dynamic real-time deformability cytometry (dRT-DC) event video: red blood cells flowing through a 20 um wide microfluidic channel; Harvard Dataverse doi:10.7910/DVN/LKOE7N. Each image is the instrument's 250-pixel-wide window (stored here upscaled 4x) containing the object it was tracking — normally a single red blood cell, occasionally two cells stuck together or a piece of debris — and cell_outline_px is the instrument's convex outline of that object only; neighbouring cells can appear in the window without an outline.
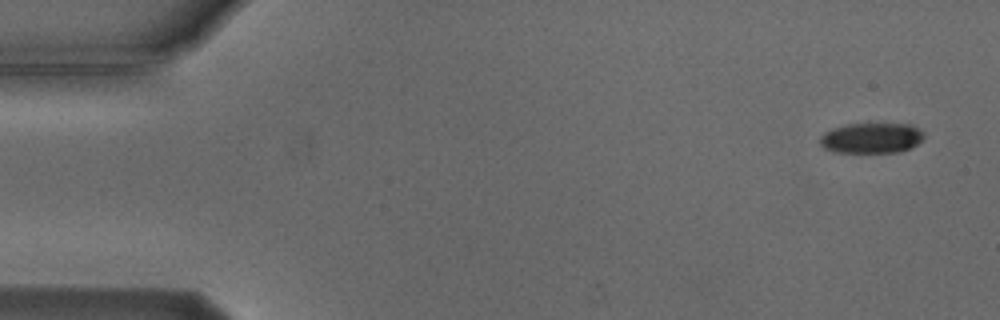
{"species": "Egyptian fruit bat (a non-hibernating species)", "species_latin": "Rousettus aegyptiacus", "temperature_condition": "cold", "stored_images_in_passage": 4, "camera_frame_rate_fps": 3000, "um_per_image_px": 0.085, "animal": {"sex": "male"}, "frame": {"image": 1, "passage_image": 1, "time_ms": 0.0, "image_size_px": [1000, 320], "cell_outline_px": [[924, 136], [912, 148], [900, 152], [836, 152], [824, 148], [820, 144], [820, 136], [824, 132], [832, 128], [848, 124], [912, 124], [924, 132]], "centroid_in_image_um": [74.08, 11.73], "position_along_channel_um": 10.9, "area_um2": 18.44}}
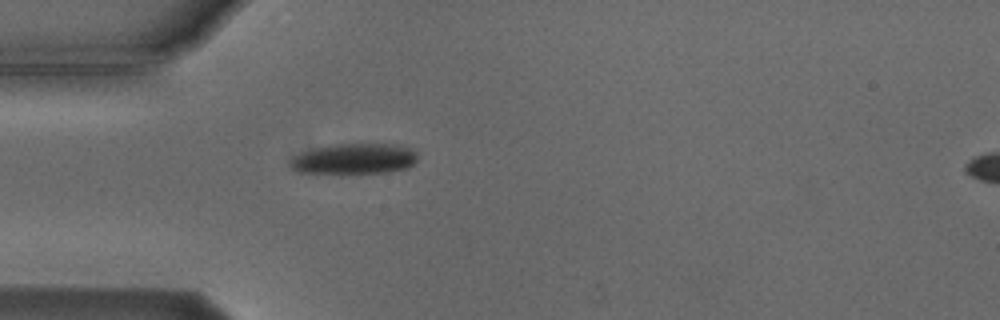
{"frame": {"image": 2, "passage_image": 4, "time_ms": 4.333, "image_size_px": [1000, 320], "cell_outline_px": [[416, 160], [408, 168], [388, 172], [300, 172], [292, 168], [292, 160], [296, 156], [304, 152], [316, 148], [332, 144], [400, 144], [416, 152]], "centroid_in_image_um": [30.19, 13.48], "position_along_channel_um": 54.8, "area_um2": 22.02}}